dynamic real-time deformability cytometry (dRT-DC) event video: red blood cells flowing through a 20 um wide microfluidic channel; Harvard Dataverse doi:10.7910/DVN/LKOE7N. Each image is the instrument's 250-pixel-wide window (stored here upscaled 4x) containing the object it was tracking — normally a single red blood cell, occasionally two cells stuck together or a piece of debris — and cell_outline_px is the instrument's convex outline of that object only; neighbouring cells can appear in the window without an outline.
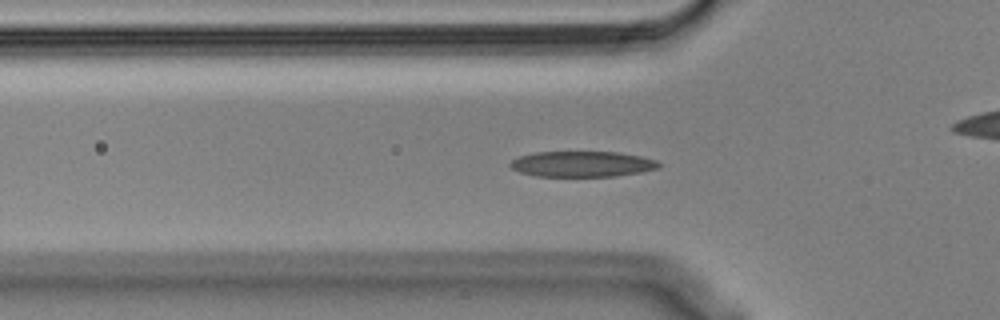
{"species": "Egyptian fruit bat (a non-hibernating species)", "species_latin": "Rousettus aegyptiacus", "temperature_condition": "cold", "stored_images_in_passage": 57, "camera_frame_rate_fps": 3000, "um_per_image_px": 0.085, "animal": {"sex": "male"}, "frame": {"image": 1, "passage_image": 18, "time_ms": 5.667, "image_size_px": [1000, 320], "cell_outline_px": [[664, 164], [660, 168], [640, 172], [616, 176], [536, 176], [520, 172], [512, 168], [508, 164], [512, 160], [520, 156], [536, 152], [616, 152], [640, 156], [656, 160]], "centroid_in_image_um": [49.52, 13.94], "position_along_channel_um": 76.3, "area_um2": 22.2}}
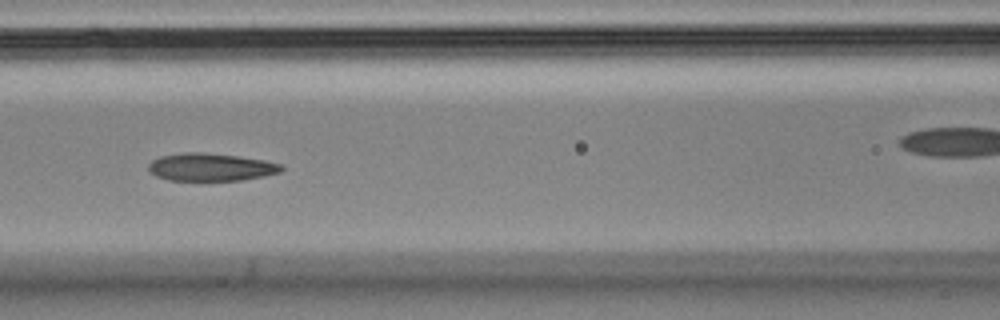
{"frame": {"image": 2, "passage_image": 24, "time_ms": 7.667, "image_size_px": [1000, 320], "cell_outline_px": [[284, 168], [280, 172], [264, 176], [244, 180], [168, 180], [156, 176], [148, 168], [148, 164], [152, 160], [160, 156], [184, 152], [200, 152], [240, 156], [264, 160], [280, 164]], "centroid_in_image_um": [17.92, 14.2], "position_along_channel_um": 148.7, "area_um2": 21.44}}
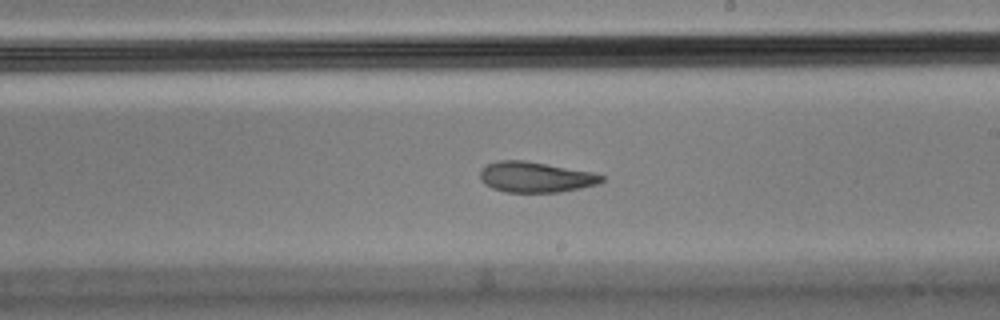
{"frame": {"image": 3, "passage_image": 32, "time_ms": 10.333, "image_size_px": [1000, 320], "cell_outline_px": [[604, 180], [596, 184], [580, 188], [560, 192], [504, 192], [492, 188], [484, 184], [480, 180], [480, 168], [488, 164], [500, 160], [524, 160], [592, 172], [604, 176]], "centroid_in_image_um": [45.48, 15.05], "position_along_channel_um": 243.5, "area_um2": 21.62}, "authors_computed_cell_mechanics": {"area_um2": 22.3108, "velocity_mm_per_s": 3.5616, "shape_relaxation_time_tau1_ms": 11.1129, "shape_relaxation_time_tau2_ms": 3.4743, "deformation_change_tau1": 0.2736, "deformation_change_tau2": 0.1104}}